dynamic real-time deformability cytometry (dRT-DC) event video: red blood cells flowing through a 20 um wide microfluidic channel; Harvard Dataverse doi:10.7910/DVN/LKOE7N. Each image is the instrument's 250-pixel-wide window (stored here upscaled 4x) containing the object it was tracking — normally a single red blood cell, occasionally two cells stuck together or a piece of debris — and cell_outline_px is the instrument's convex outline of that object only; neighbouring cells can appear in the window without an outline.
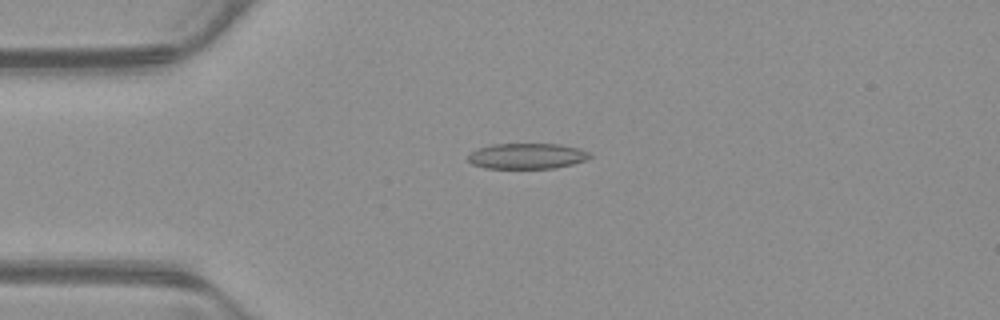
{"species": "common noctule bat (a hibernating species)", "species_latin": "Nyctalus noctula", "temperature_condition": "warm", "stored_images_in_passage": 53, "camera_frame_rate_fps": 3000, "um_per_image_px": 0.085, "animal": {"sex": "male", "body_mass_g": 23.1, "forearm_length_mm": 52.7}, "frame": {"image": 1, "passage_image": 13, "time_ms": 4.0, "image_size_px": [1000, 320], "cell_outline_px": [[592, 156], [588, 160], [572, 164], [552, 168], [484, 168], [472, 164], [468, 160], [468, 156], [476, 148], [492, 144], [560, 144], [580, 148], [588, 152]], "centroid_in_image_um": [44.8, 13.26], "position_along_channel_um": 40.2, "area_um2": 18.26}}
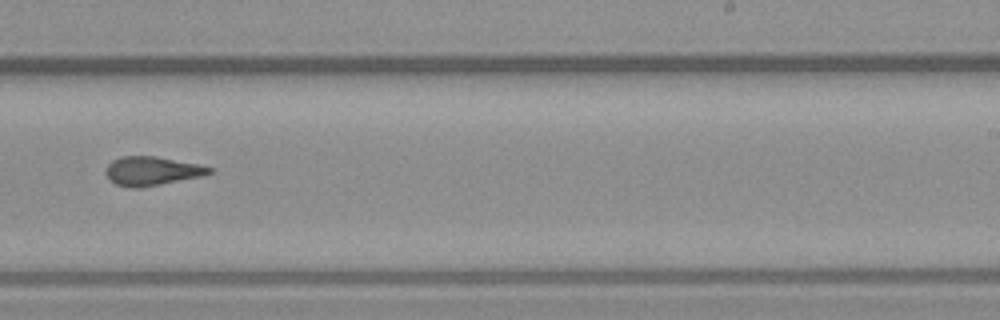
{"frame": {"image": 2, "passage_image": 33, "time_ms": 10.667, "image_size_px": [1000, 320], "cell_outline_px": [[212, 172], [204, 176], [140, 188], [128, 188], [116, 184], [108, 180], [104, 172], [108, 164], [112, 160], [120, 156], [156, 156], [200, 164], [212, 168]], "centroid_in_image_um": [12.89, 14.54], "position_along_channel_um": 276.1, "area_um2": 17.74}}
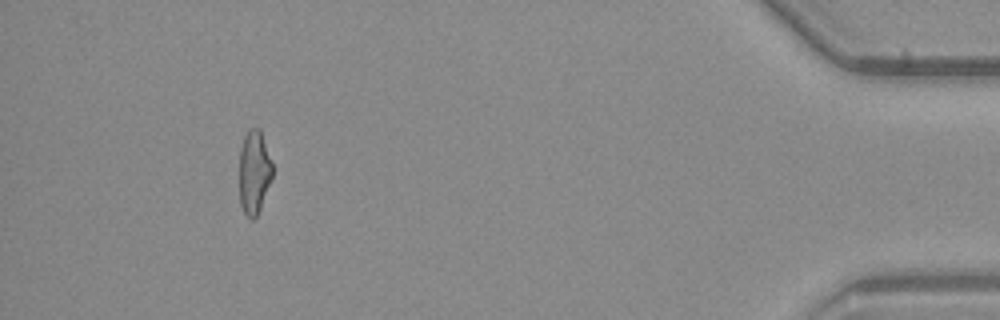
{"frame": {"image": 3, "passage_image": 49, "time_ms": 16.0, "image_size_px": [1000, 320], "cell_outline_px": [[272, 176], [260, 208], [256, 216], [252, 220], [244, 212], [240, 204], [240, 148], [244, 136], [248, 128], [260, 128], [272, 164]], "centroid_in_image_um": [21.59, 14.6], "position_along_channel_um": 413.6, "area_um2": 15.9}, "authors_computed_cell_mechanics": {"area_um2": 17.8024, "velocity_mm_per_s": 3.8974, "shape_relaxation_time_tau1_ms": null, "shape_relaxation_time_tau2_ms": 2.0751, "deformation_change_tau1": null, "deformation_change_tau2": 0.1001}}